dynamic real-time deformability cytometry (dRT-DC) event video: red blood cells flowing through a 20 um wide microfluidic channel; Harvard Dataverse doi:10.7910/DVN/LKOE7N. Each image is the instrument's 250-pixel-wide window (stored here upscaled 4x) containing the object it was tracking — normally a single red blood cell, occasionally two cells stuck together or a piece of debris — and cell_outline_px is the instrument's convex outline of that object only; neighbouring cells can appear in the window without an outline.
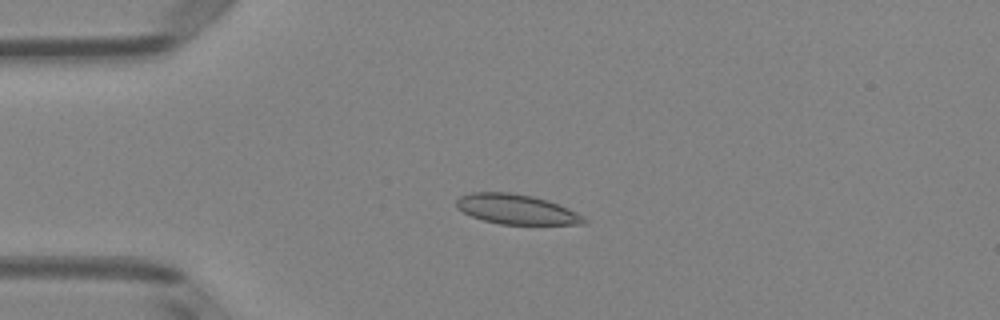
{"species": "Egyptian fruit bat (a non-hibernating species)", "species_latin": "Rousettus aegyptiacus", "temperature_condition": "room temperature", "stored_images_in_passage": 40, "camera_frame_rate_fps": 3000, "um_per_image_px": 0.085, "animal": {"sex": "female"}, "frame": {"image": 1, "passage_image": 2, "time_ms": 0.333, "image_size_px": [1000, 320], "cell_outline_px": [[588, 220], [584, 224], [500, 224], [484, 220], [472, 216], [456, 208], [456, 200], [460, 196], [472, 192], [508, 192], [532, 196], [548, 200], [568, 208], [576, 212]], "centroid_in_image_um": [43.89, 17.78], "position_along_channel_um": 41.1, "area_um2": 22.08}}
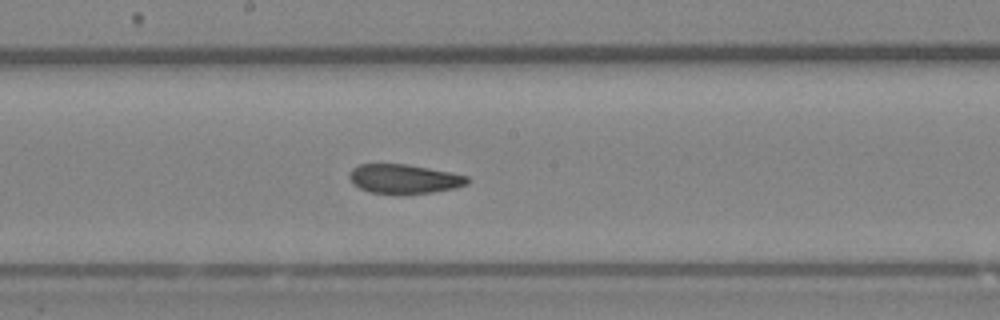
{"frame": {"image": 2, "passage_image": 17, "time_ms": 5.333, "image_size_px": [1000, 320], "cell_outline_px": [[472, 180], [468, 184], [456, 188], [408, 196], [372, 192], [360, 188], [352, 184], [348, 176], [348, 172], [352, 168], [360, 164], [408, 164], [452, 172], [468, 176]], "centroid_in_image_um": [34.38, 15.22], "position_along_channel_um": 213.8, "area_um2": 20.81}}
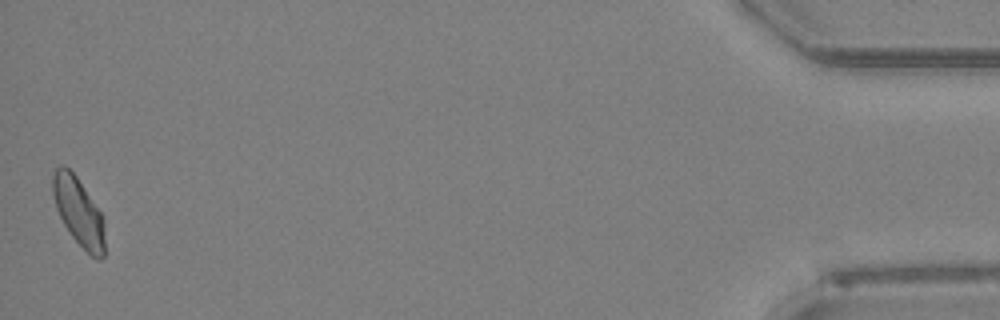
{"frame": {"image": 3, "passage_image": 40, "time_ms": 13.0, "image_size_px": [1000, 320], "cell_outline_px": [[104, 256], [100, 260], [96, 260], [72, 236], [64, 224], [56, 208], [52, 192], [52, 176], [56, 168], [60, 164], [64, 164], [76, 176], [100, 212], [104, 220]], "centroid_in_image_um": [6.67, 17.99], "position_along_channel_um": 428.5, "area_um2": 20.4}, "authors_computed_cell_mechanics": {"area_um2": 20.808, "velocity_mm_per_s": 4.0015, "shape_relaxation_time_tau1_ms": null, "shape_relaxation_time_tau2_ms": 4.4145, "deformation_change_tau1": null, "deformation_change_tau2": 0.0813}}